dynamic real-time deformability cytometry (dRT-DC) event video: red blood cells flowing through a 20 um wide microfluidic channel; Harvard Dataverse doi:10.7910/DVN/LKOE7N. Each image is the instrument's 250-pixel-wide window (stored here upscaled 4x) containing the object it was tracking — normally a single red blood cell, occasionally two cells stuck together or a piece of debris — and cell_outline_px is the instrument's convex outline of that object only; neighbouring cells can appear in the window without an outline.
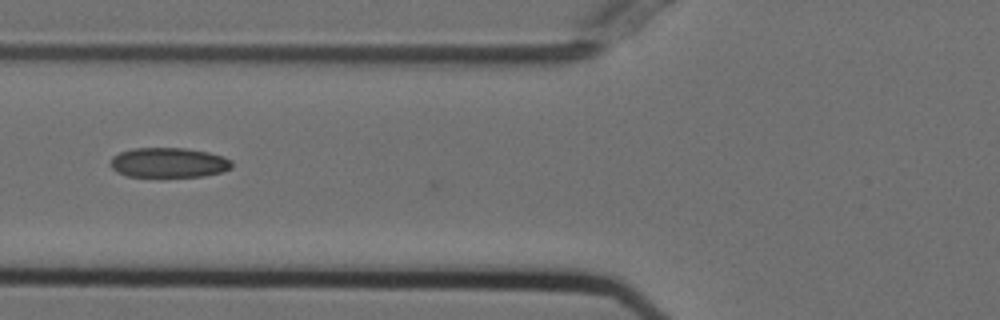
{"species": "Egyptian fruit bat (a non-hibernating species)", "species_latin": "Rousettus aegyptiacus", "temperature_condition": "cold", "stored_images_in_passage": 31, "camera_frame_rate_fps": 3000, "um_per_image_px": 0.085, "animal": {"sex": "female"}, "frame": {"image": 1, "passage_image": 3, "time_ms": 0.667, "image_size_px": [1000, 320], "cell_outline_px": [[232, 168], [224, 172], [204, 176], [160, 180], [128, 176], [116, 172], [112, 168], [112, 156], [120, 152], [132, 148], [184, 148], [208, 152], [232, 160]], "centroid_in_image_um": [14.34, 13.88], "position_along_channel_um": 111.5, "area_um2": 22.14}}
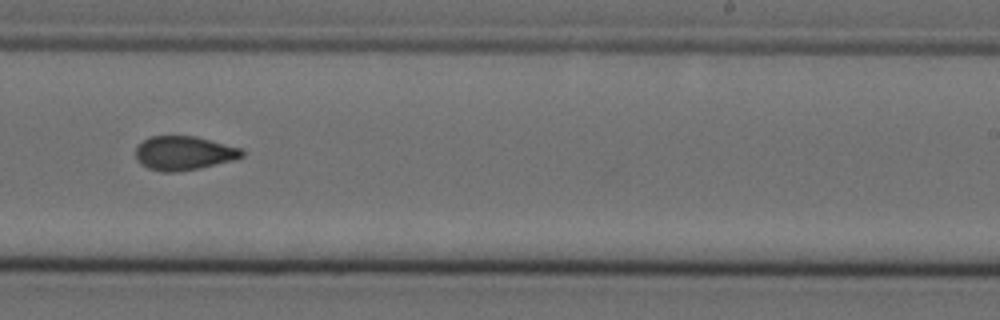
{"frame": {"image": 2, "passage_image": 16, "time_ms": 5.0, "image_size_px": [1000, 320], "cell_outline_px": [[244, 156], [232, 160], [200, 168], [176, 172], [160, 172], [148, 168], [140, 164], [136, 160], [136, 148], [144, 140], [152, 136], [196, 136], [240, 148], [244, 152]], "centroid_in_image_um": [15.6, 13.02], "position_along_channel_um": 273.4, "area_um2": 20.98}}
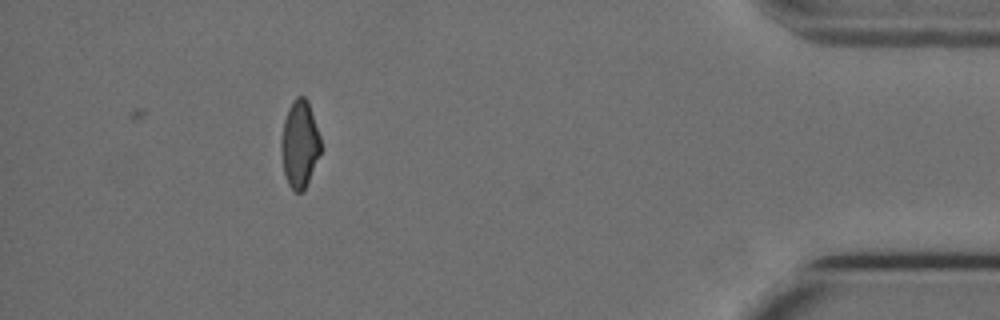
{"frame": {"image": 3, "passage_image": 31, "time_ms": 10.0, "image_size_px": [1000, 320], "cell_outline_px": [[320, 152], [304, 192], [292, 192], [288, 184], [284, 172], [280, 152], [280, 140], [284, 120], [288, 108], [292, 100], [296, 96], [304, 96], [308, 100], [320, 136]], "centroid_in_image_um": [25.44, 12.25], "position_along_channel_um": 409.8, "area_um2": 20.29}, "authors_computed_cell_mechanics": {"area_um2": 20.9236, "velocity_mm_per_s": 3.7341, "shape_relaxation_time_tau1_ms": null, "shape_relaxation_time_tau2_ms": 4.6373, "deformation_change_tau1": null, "deformation_change_tau2": 0.0388}}